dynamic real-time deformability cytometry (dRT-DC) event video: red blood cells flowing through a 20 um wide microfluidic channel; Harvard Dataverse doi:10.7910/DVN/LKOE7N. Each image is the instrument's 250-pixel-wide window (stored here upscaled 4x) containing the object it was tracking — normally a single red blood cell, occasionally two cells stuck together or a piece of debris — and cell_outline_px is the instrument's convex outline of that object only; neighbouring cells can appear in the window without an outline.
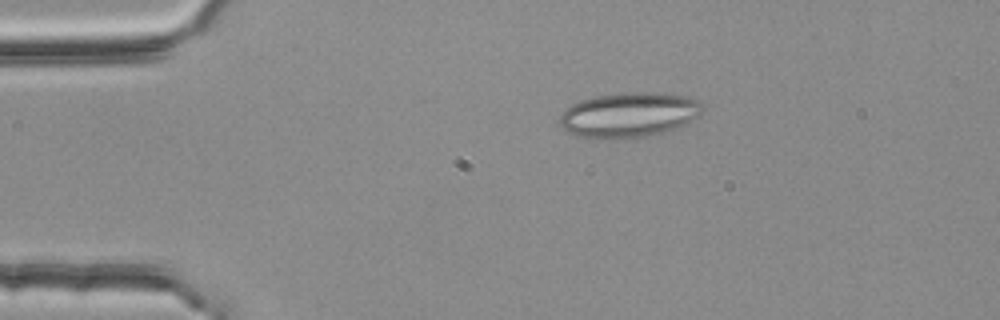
{"species": "common noctule bat (a hibernating species)", "species_latin": "Nyctalus noctula", "temperature_condition": "room temperature", "stored_images_in_passage": 45, "segment_of_instrument_passage": [1, 2], "camera_frame_rate_fps": 3000, "um_per_image_px": 0.085, "animal": {"sex": "female", "body_mass_g": 25.1}, "frame": {"image": 1, "passage_image": 2, "time_ms": 0.333, "image_size_px": [1000, 320], "cell_outline_px": [[704, 108], [700, 116], [684, 124], [648, 136], [624, 140], [576, 136], [568, 132], [560, 124], [560, 116], [564, 108], [580, 100], [592, 96], [624, 92], [664, 92], [684, 96], [700, 100], [704, 104]], "centroid_in_image_um": [53.46, 9.75], "position_along_channel_um": 31.5, "area_um2": 37.92}}